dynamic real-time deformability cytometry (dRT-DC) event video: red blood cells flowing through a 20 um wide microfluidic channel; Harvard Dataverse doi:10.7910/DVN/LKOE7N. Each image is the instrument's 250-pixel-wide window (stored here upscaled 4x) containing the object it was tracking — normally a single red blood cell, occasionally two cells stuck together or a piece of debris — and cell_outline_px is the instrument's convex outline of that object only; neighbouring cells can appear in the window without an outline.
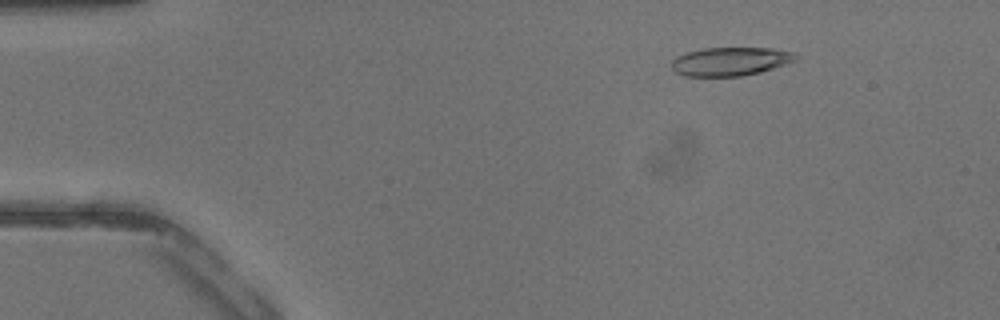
{"species": "common noctule bat (a hibernating species)", "species_latin": "Nyctalus noctula", "temperature_condition": "warm", "stored_images_in_passage": 27, "camera_frame_rate_fps": 3000, "um_per_image_px": 0.085, "animal": {"sex": "male", "body_mass_g": 13.3}, "frame": {"image": 1, "passage_image": 6, "time_ms": 1.667, "image_size_px": [1000, 320], "cell_outline_px": [[800, 56], [796, 60], [760, 72], [740, 76], [684, 76], [672, 72], [672, 60], [676, 56], [688, 52], [704, 48], [772, 48], [796, 52]], "centroid_in_image_um": [62.08, 5.22], "position_along_channel_um": 22.9, "area_um2": 20.75}}
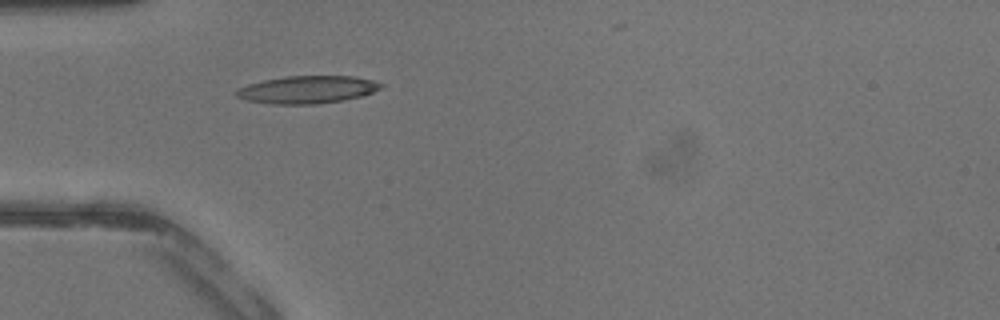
{"frame": {"image": 2, "passage_image": 13, "time_ms": 4.0, "image_size_px": [1000, 320], "cell_outline_px": [[384, 84], [380, 88], [364, 96], [344, 100], [316, 104], [272, 104], [248, 100], [236, 96], [232, 92], [248, 84], [264, 80], [284, 76], [352, 76], [372, 80]], "centroid_in_image_um": [26.12, 7.62], "position_along_channel_um": 58.9, "area_um2": 23.24}}